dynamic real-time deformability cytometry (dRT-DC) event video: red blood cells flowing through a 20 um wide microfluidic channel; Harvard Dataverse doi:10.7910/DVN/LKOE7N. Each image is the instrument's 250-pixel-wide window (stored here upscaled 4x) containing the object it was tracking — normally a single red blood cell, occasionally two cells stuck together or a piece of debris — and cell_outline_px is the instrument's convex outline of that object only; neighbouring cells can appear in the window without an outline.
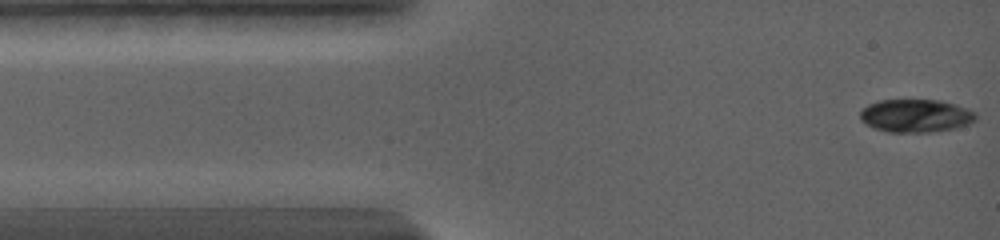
{"species": "common noctule bat (a hibernating species)", "species_latin": "Nyctalus noctula", "temperature_condition": "warm", "stored_images_in_passage": 97, "camera_frame_rate_fps": 5000, "um_per_image_px": 0.085, "animal": {"sex": "female", "body_mass_g": 19.0, "forearm_length_mm": 56.7}, "frame": {"image": 1, "passage_image": 1, "time_ms": 0.0, "image_size_px": [1000, 240], "cell_outline_px": [[976, 120], [968, 124], [956, 128], [932, 132], [888, 132], [864, 124], [860, 120], [860, 112], [868, 104], [880, 100], [940, 100], [956, 104], [976, 112]], "centroid_in_image_um": [77.85, 9.84], "position_along_channel_um": 7.2, "area_um2": 22.37}}
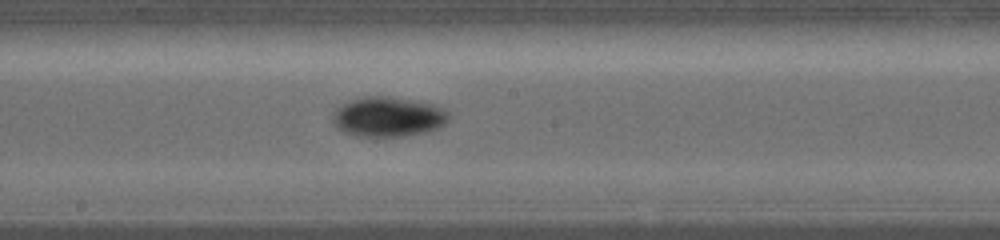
{"frame": {"image": 2, "passage_image": 41, "time_ms": 7.4, "image_size_px": [1000, 240], "cell_outline_px": [[448, 120], [440, 128], [428, 132], [404, 136], [360, 136], [344, 132], [336, 128], [332, 120], [332, 112], [336, 108], [348, 100], [364, 96], [392, 96], [432, 104], [444, 108], [448, 112]], "centroid_in_image_um": [32.97, 9.92], "position_along_channel_um": 215.2, "area_um2": 27.28}}
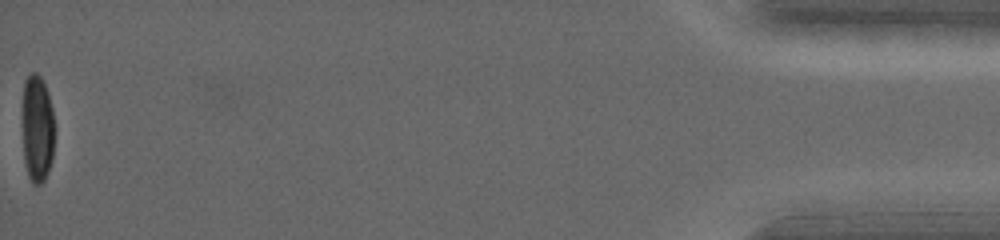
{"frame": {"image": 3, "passage_image": 97, "time_ms": 17.2, "image_size_px": [1000, 240], "cell_outline_px": [[52, 160], [48, 172], [44, 180], [40, 184], [32, 184], [28, 176], [24, 160], [20, 124], [20, 116], [24, 80], [32, 72], [36, 72], [40, 76], [48, 92], [52, 108]], "centroid_in_image_um": [3.09, 10.9], "position_along_channel_um": 432.1, "area_um2": 20.75}, "authors_computed_cell_mechanics": {"area_um2": 23.8136, "velocity_mm_per_s": 3.7449, "shape_relaxation_time_tau1_ms": 2.774, "shape_relaxation_time_tau2_ms": null, "deformation_change_tau1": 0.1652, "deformation_change_tau2": null}}